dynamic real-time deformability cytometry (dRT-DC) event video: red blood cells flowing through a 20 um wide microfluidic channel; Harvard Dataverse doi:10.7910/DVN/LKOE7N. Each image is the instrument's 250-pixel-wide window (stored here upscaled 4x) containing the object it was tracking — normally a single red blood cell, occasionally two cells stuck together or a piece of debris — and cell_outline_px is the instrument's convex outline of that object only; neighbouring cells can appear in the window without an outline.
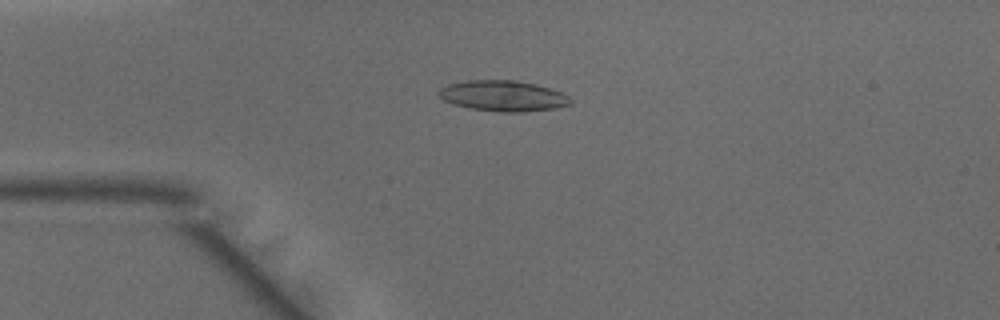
{"species": "common noctule bat (a hibernating species)", "species_latin": "Nyctalus noctula", "temperature_condition": "warm", "stored_images_in_passage": 48, "camera_frame_rate_fps": 3000, "um_per_image_px": 0.085, "animal": {"sex": "male", "body_mass_g": 15.6}, "frame": {"image": 1, "passage_image": 12, "time_ms": 3.667, "image_size_px": [1000, 320], "cell_outline_px": [[572, 104], [556, 108], [524, 112], [500, 112], [468, 108], [452, 104], [444, 100], [436, 92], [440, 88], [448, 84], [468, 80], [516, 80], [536, 84], [560, 92], [568, 96], [572, 100]], "centroid_in_image_um": [42.75, 8.15], "position_along_channel_um": 42.3, "area_um2": 23.7}}
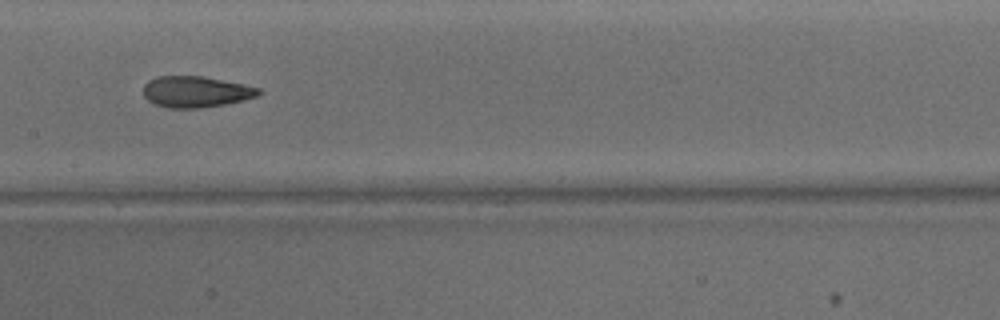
{"frame": {"image": 2, "passage_image": 24, "time_ms": 7.667, "image_size_px": [1000, 320], "cell_outline_px": [[264, 92], [256, 96], [244, 100], [224, 104], [200, 108], [168, 108], [156, 104], [148, 100], [144, 96], [144, 84], [148, 80], [156, 76], [204, 76], [260, 88]], "centroid_in_image_um": [16.64, 7.79], "position_along_channel_um": 190.8, "area_um2": 20.92}}
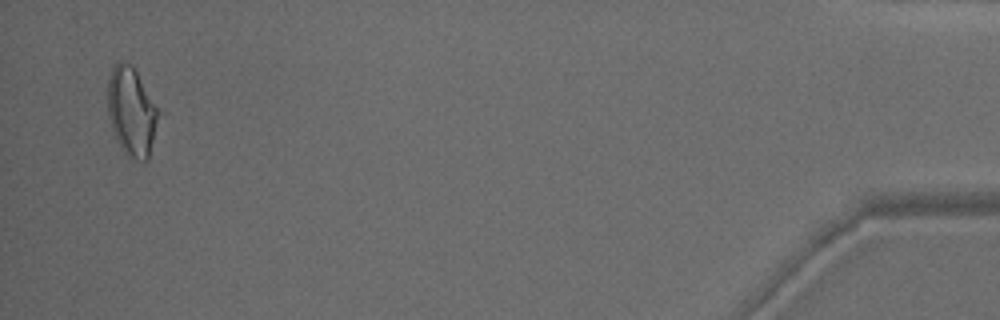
{"frame": {"image": 3, "passage_image": 47, "time_ms": 15.333, "image_size_px": [1000, 320], "cell_outline_px": [[168, 112], [148, 160], [144, 164], [136, 160], [120, 148], [116, 140], [108, 116], [108, 76], [112, 64], [120, 60], [132, 64]], "centroid_in_image_um": [11.37, 9.47], "position_along_channel_um": 423.8, "area_um2": 29.19}, "authors_computed_cell_mechanics": {"area_um2": 22.5709, "velocity_mm_per_s": 4.1723, "shape_relaxation_time_tau1_ms": 5.2707, "shape_relaxation_time_tau2_ms": 2.1553, "deformation_change_tau1": 0.1527, "deformation_change_tau2": 0.0802}}